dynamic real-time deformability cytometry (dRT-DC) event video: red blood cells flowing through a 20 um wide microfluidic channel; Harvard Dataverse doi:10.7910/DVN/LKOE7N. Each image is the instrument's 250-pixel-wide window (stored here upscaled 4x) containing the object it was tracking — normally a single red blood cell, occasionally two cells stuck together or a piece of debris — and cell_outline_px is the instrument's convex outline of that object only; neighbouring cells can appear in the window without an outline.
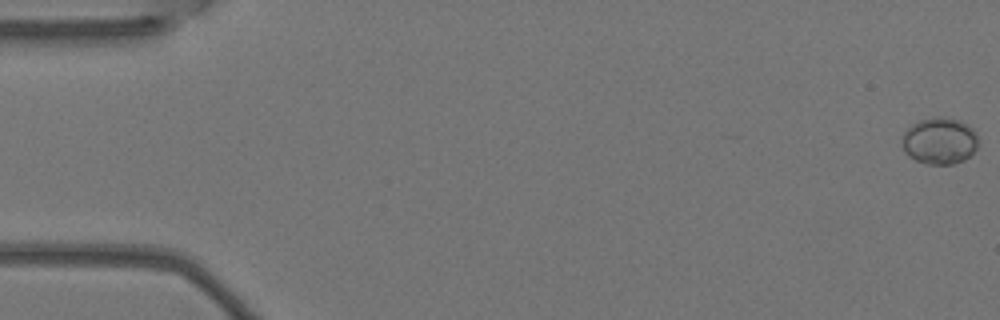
{"species": "Egyptian fruit bat (a non-hibernating species)", "species_latin": "Rousettus aegyptiacus", "temperature_condition": "warm", "stored_images_in_passage": 4, "camera_frame_rate_fps": 3000, "um_per_image_px": 0.085, "animal": {"sex": "female"}, "frame": {"image": 1, "passage_image": 1, "time_ms": 0.0, "image_size_px": [1000, 320], "cell_outline_px": [[976, 148], [964, 160], [952, 164], [928, 164], [916, 160], [908, 156], [904, 152], [904, 132], [912, 124], [920, 120], [936, 116], [944, 116], [960, 120], [968, 124], [976, 132]], "centroid_in_image_um": [79.87, 11.95], "position_along_channel_um": 5.1, "area_um2": 20.58}}